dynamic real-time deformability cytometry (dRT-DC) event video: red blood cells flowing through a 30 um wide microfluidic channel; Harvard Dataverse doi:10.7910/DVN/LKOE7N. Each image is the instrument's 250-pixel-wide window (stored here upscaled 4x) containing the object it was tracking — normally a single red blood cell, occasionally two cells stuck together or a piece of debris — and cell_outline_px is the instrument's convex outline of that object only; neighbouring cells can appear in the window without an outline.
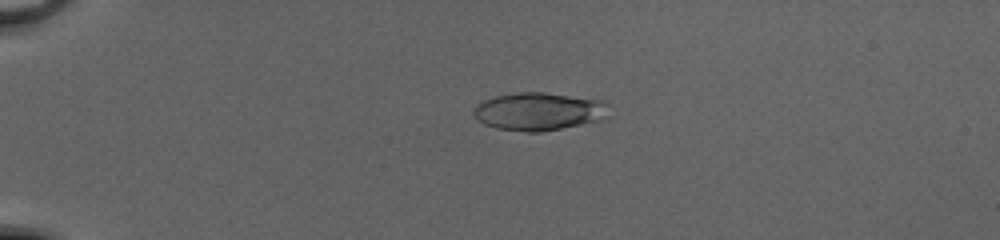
{"species": "common noctule bat (a hibernating species)", "species_latin": "Nyctalus noctula", "temperature_condition": "cold", "stored_images_in_passage": 52, "camera_frame_rate_fps": 3000, "um_per_image_px": 0.085, "animal": {"sex": "female", "body_mass_g": 20.0, "forearm_length_mm": 54.0}, "frame": {"image": 1, "passage_image": 14, "time_ms": 4.333, "image_size_px": [1000, 240], "cell_outline_px": [[608, 116], [600, 120], [540, 132], [528, 132], [496, 128], [484, 124], [476, 120], [472, 112], [476, 104], [484, 100], [496, 96], [520, 92], [544, 92], [604, 100], [608, 104]], "centroid_in_image_um": [45.79, 9.46], "position_along_channel_um": 39.2, "area_um2": 29.94}}
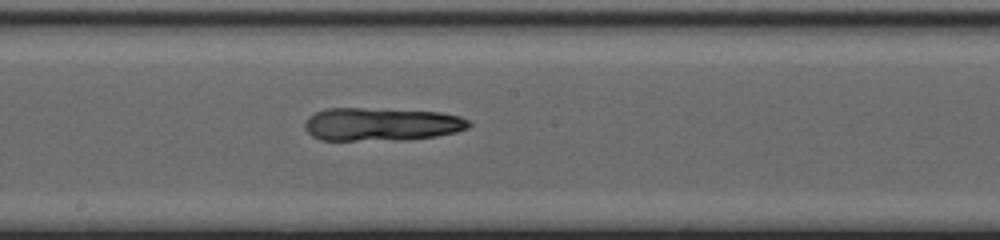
{"frame": {"image": 2, "passage_image": 31, "time_ms": 10.0, "image_size_px": [1000, 240], "cell_outline_px": [[472, 124], [468, 128], [456, 132], [436, 136], [408, 140], [320, 140], [312, 136], [304, 128], [304, 124], [308, 116], [324, 108], [360, 108], [440, 112], [460, 116], [468, 120]], "centroid_in_image_um": [32.4, 10.57], "position_along_channel_um": 215.8, "area_um2": 31.91}}
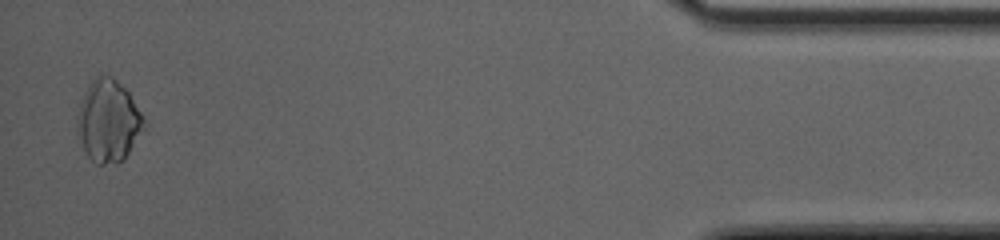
{"frame": {"image": 3, "passage_image": 51, "time_ms": 16.667, "image_size_px": [1000, 240], "cell_outline_px": [[148, 124], [128, 152], [116, 164], [96, 164], [88, 156], [84, 148], [80, 136], [80, 104], [92, 80], [100, 72], [112, 76], [128, 92]], "centroid_in_image_um": [9.27, 10.26], "position_along_channel_um": 425.9, "area_um2": 30.98}}